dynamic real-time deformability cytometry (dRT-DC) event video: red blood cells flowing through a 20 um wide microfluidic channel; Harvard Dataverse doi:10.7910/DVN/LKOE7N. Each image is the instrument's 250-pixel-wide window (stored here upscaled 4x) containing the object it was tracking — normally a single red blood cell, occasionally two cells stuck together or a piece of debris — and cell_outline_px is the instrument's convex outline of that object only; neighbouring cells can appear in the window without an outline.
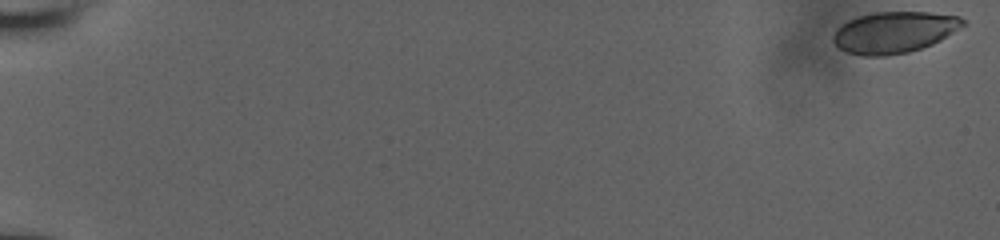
{"species": "human", "species_latin": "Homo sapiens", "temperature_condition": "room temperature", "stored_images_in_passage": 57, "camera_frame_rate_fps": 3000, "um_per_image_px": 0.085, "donor": {"sex": "male"}, "frame": {"image": 1, "passage_image": 1, "time_ms": 0.0, "image_size_px": [1000, 240], "cell_outline_px": [[964, 24], [940, 40], [932, 44], [908, 52], [884, 56], [864, 56], [848, 52], [840, 48], [832, 40], [832, 36], [848, 20], [860, 16], [876, 12], [928, 12], [960, 16], [964, 20]], "centroid_in_image_um": [76.01, 2.74], "position_along_channel_um": 9.0, "area_um2": 30.75}}
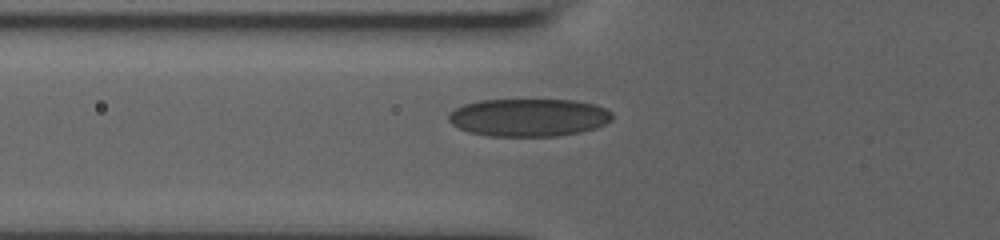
{"frame": {"image": 2, "passage_image": 23, "time_ms": 7.333, "image_size_px": [1000, 240], "cell_outline_px": [[612, 120], [596, 128], [580, 132], [556, 136], [488, 136], [468, 132], [452, 124], [448, 120], [448, 116], [456, 108], [464, 104], [480, 100], [576, 100], [596, 104], [612, 112]], "centroid_in_image_um": [44.96, 9.98], "position_along_channel_um": 80.8, "area_um2": 36.13}}
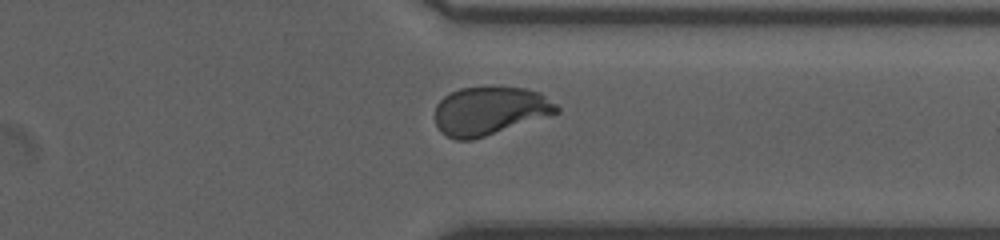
{"frame": {"image": 3, "passage_image": 45, "time_ms": 14.667, "image_size_px": [1000, 240], "cell_outline_px": [[560, 112], [472, 140], [456, 140], [440, 132], [436, 124], [436, 104], [444, 96], [460, 88], [492, 84], [500, 84], [524, 88], [540, 92], [556, 104], [560, 108]], "centroid_in_image_um": [41.63, 9.37], "position_along_channel_um": 369.8, "area_um2": 34.85}}